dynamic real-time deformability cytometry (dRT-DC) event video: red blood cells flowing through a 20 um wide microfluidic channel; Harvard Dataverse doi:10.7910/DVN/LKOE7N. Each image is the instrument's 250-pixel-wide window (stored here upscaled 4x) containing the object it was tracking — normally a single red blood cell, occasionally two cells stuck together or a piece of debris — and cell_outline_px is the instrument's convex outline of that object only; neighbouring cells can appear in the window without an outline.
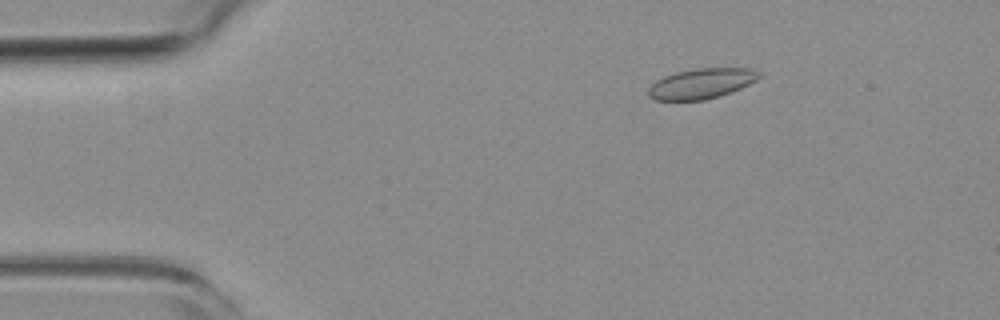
{"species": "common noctule bat (a hibernating species)", "species_latin": "Nyctalus noctula", "temperature_condition": "room temperature", "stored_images_in_passage": 16, "camera_frame_rate_fps": 3000, "um_per_image_px": 0.085, "animal": {"sex": "female", "body_mass_g": 19.3, "forearm_length_mm": 54.1}, "frame": {"image": 1, "passage_image": 9, "time_ms": 2.667, "image_size_px": [1000, 320], "cell_outline_px": [[760, 76], [756, 80], [740, 88], [720, 96], [704, 100], [656, 100], [648, 96], [648, 88], [656, 80], [664, 76], [676, 72], [696, 68], [752, 68], [760, 72]], "centroid_in_image_um": [59.61, 7.1], "position_along_channel_um": 25.4, "area_um2": 19.48}}